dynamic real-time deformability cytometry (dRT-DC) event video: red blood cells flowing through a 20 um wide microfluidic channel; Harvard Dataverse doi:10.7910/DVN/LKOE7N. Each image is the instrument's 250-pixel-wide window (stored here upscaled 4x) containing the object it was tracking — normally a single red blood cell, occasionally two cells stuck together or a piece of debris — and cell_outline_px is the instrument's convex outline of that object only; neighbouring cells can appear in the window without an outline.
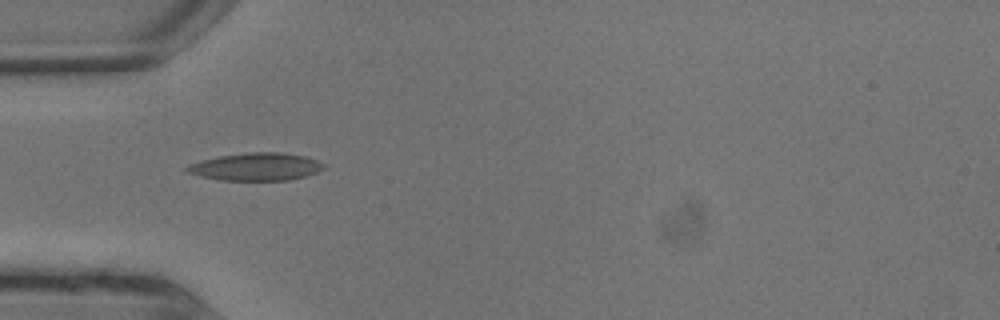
{"species": "common noctule bat (a hibernating species)", "species_latin": "Nyctalus noctula", "temperature_condition": "warm", "stored_images_in_passage": 7, "camera_frame_rate_fps": 3000, "um_per_image_px": 0.085, "animal": {"sex": "male", "body_mass_g": 13.3}, "frame": {"image": 1, "passage_image": 6, "time_ms": 1.667, "image_size_px": [1000, 320], "cell_outline_px": [[328, 164], [324, 168], [316, 172], [304, 176], [288, 180], [220, 180], [200, 176], [188, 172], [184, 168], [192, 164], [204, 160], [220, 156], [252, 152], [276, 152], [304, 156]], "centroid_in_image_um": [21.8, 14.18], "position_along_channel_um": 63.2, "area_um2": 21.68}}
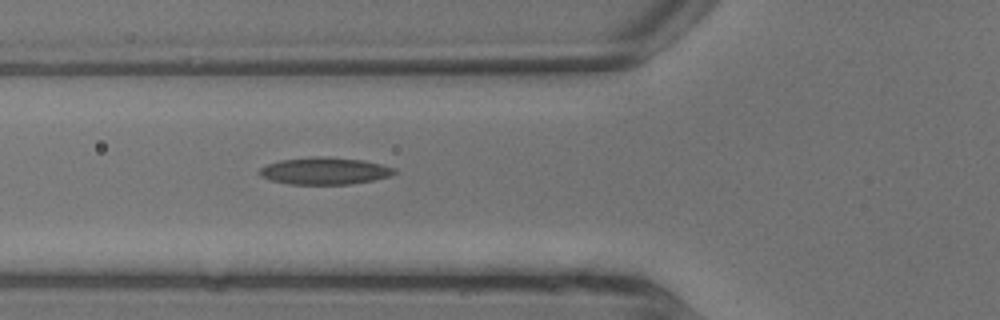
{"frame": {"image": 2, "passage_image": 7, "time_ms": 2.0, "image_size_px": [1000, 320], "cell_outline_px": [[396, 172], [388, 176], [372, 180], [348, 184], [288, 184], [268, 180], [260, 176], [256, 172], [260, 168], [268, 164], [280, 160], [312, 156], [332, 156], [364, 160], [380, 164], [392, 168]], "centroid_in_image_um": [27.51, 14.51], "position_along_channel_um": 98.3, "area_um2": 21.39}}